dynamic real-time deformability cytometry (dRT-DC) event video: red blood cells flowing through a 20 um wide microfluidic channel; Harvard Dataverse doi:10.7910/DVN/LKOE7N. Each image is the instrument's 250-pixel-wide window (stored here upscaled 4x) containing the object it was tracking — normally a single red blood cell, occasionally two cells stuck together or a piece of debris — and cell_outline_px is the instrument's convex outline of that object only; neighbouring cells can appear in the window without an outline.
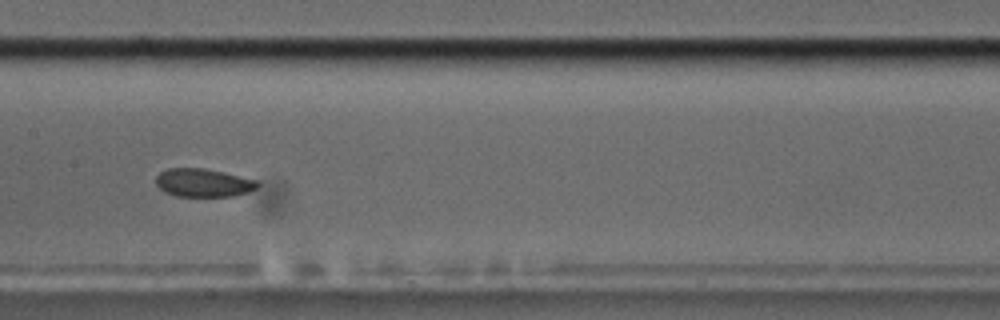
{"species": "common noctule bat (a hibernating species)", "species_latin": "Nyctalus noctula", "temperature_condition": "cold", "stored_images_in_passage": 9, "camera_frame_rate_fps": 3000, "um_per_image_px": 0.085, "animal": {"sex": "male", "body_mass_g": 17.5, "forearm_length_mm": 52.3}, "frame": {"image": 1, "passage_image": 8, "time_ms": 8.0, "image_size_px": [1000, 320], "cell_outline_px": [[260, 184], [256, 188], [248, 192], [236, 196], [176, 196], [164, 192], [156, 184], [156, 176], [160, 172], [168, 168], [204, 168], [224, 172], [256, 180]], "centroid_in_image_um": [17.28, 15.53], "position_along_channel_um": 190.1, "area_um2": 16.76}}
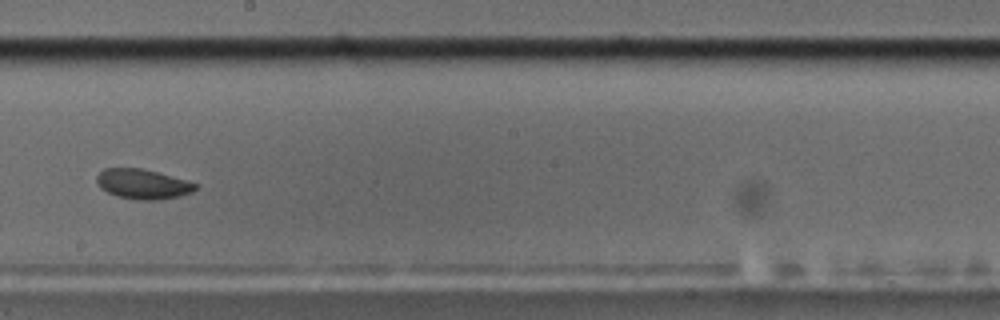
{"frame": {"image": 2, "passage_image": 9, "time_ms": 9.333, "image_size_px": [1000, 320], "cell_outline_px": [[200, 184], [192, 192], [180, 196], [156, 200], [140, 200], [116, 196], [100, 188], [96, 180], [96, 176], [104, 168], [140, 168], [156, 172]], "centroid_in_image_um": [12.13, 15.65], "position_along_channel_um": 236.1, "area_um2": 17.11}}